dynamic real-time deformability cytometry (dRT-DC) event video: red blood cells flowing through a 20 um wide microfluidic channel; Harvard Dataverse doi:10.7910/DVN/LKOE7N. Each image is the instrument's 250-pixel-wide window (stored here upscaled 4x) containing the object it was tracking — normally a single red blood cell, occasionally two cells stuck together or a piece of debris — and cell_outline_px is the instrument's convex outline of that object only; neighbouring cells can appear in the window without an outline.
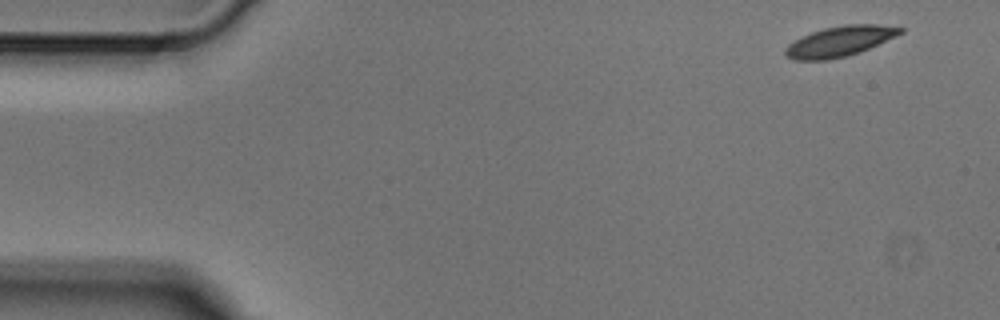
{"species": "Egyptian fruit bat (a non-hibernating species)", "species_latin": "Rousettus aegyptiacus", "temperature_condition": "cold", "stored_images_in_passage": 3, "camera_frame_rate_fps": 3000, "um_per_image_px": 0.085, "animal": {"sex": "male"}, "frame": {"image": 1, "passage_image": 1, "time_ms": 0.0, "image_size_px": [1000, 320], "cell_outline_px": [[904, 32], [860, 52], [828, 60], [792, 60], [784, 52], [784, 48], [788, 44], [812, 32], [824, 28], [844, 24], [880, 24], [904, 28]], "centroid_in_image_um": [71.38, 3.5], "position_along_channel_um": 13.6, "area_um2": 20.11}}
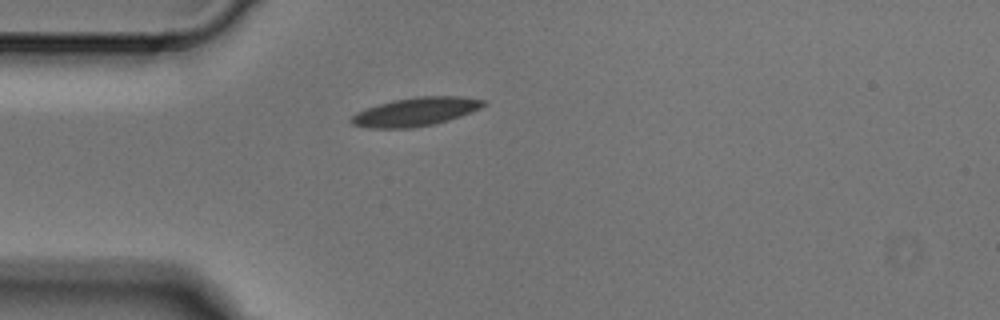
{"frame": {"image": 2, "passage_image": 3, "time_ms": 0.667, "image_size_px": [1000, 320], "cell_outline_px": [[488, 104], [472, 112], [448, 120], [432, 124], [412, 128], [368, 128], [352, 124], [348, 120], [356, 112], [364, 108], [396, 100], [416, 96], [460, 96], [484, 100]], "centroid_in_image_um": [35.32, 9.5], "position_along_channel_um": 49.7, "area_um2": 21.96}}